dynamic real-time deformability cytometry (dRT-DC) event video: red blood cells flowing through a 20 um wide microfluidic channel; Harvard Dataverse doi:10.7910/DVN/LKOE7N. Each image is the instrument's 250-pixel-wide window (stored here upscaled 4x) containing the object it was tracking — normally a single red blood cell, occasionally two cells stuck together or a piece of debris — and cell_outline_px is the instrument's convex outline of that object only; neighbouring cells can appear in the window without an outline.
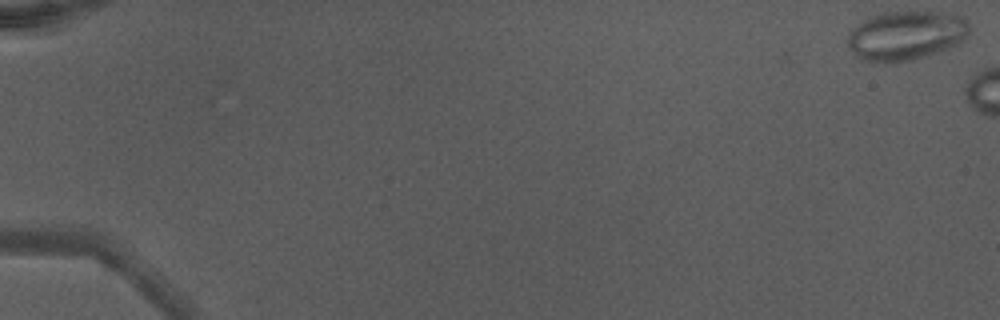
{"species": "Egyptian fruit bat (a non-hibernating species)", "species_latin": "Rousettus aegyptiacus", "temperature_condition": "warm", "stored_images_in_passage": 11, "camera_frame_rate_fps": 3000, "um_per_image_px": 0.085, "animal": {"sex": "male"}, "frame": {"image": 1, "passage_image": 1, "time_ms": 0.0, "image_size_px": [1000, 320], "cell_outline_px": [[968, 32], [964, 40], [948, 48], [912, 60], [896, 64], [876, 64], [860, 60], [848, 44], [848, 36], [852, 28], [868, 16], [888, 12], [936, 12], [960, 16], [968, 20]], "centroid_in_image_um": [76.96, 3.05], "position_along_channel_um": 8.0, "area_um2": 35.14}}